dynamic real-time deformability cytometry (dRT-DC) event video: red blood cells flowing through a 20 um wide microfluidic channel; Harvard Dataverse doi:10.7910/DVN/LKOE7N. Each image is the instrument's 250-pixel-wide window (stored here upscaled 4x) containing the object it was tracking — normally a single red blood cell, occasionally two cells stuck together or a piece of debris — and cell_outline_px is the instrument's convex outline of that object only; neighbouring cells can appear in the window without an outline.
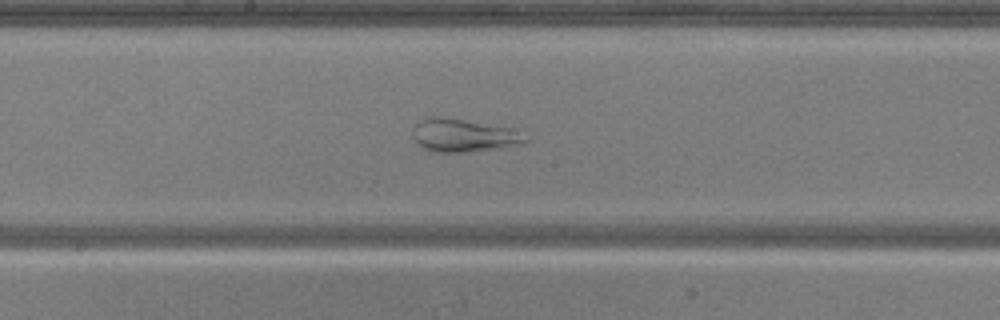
{"species": "common noctule bat (a hibernating species)", "species_latin": "Nyctalus noctula", "temperature_condition": "warm", "stored_images_in_passage": 52, "camera_frame_rate_fps": 3000, "um_per_image_px": 0.085, "animal": {"sex": "male", "body_mass_g": 20.5, "forearm_length_mm": 52.5}, "frame": {"image": 1, "passage_image": 27, "time_ms": 8.667, "image_size_px": [1000, 320], "cell_outline_px": [[528, 140], [524, 144], [500, 148], [464, 152], [436, 152], [424, 148], [412, 136], [412, 132], [416, 124], [420, 120], [428, 116], [436, 116], [464, 120], [508, 128]], "centroid_in_image_um": [39.33, 11.52], "position_along_channel_um": 208.9, "area_um2": 21.1}}
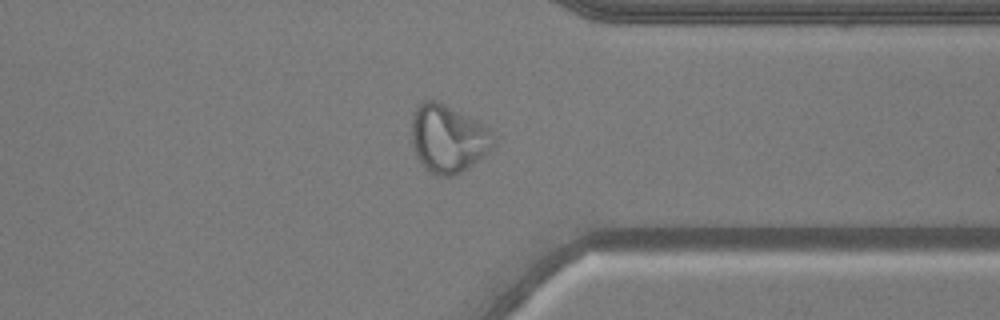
{"frame": {"image": 2, "passage_image": 40, "time_ms": 13.0, "image_size_px": [1000, 320], "cell_outline_px": [[496, 144], [484, 156], [468, 168], [452, 176], [436, 176], [424, 168], [416, 156], [412, 140], [412, 112], [416, 104], [424, 100], [440, 100], [476, 120], [488, 128], [496, 136]], "centroid_in_image_um": [38.08, 11.76], "position_along_channel_um": 373.3, "area_um2": 32.95}}
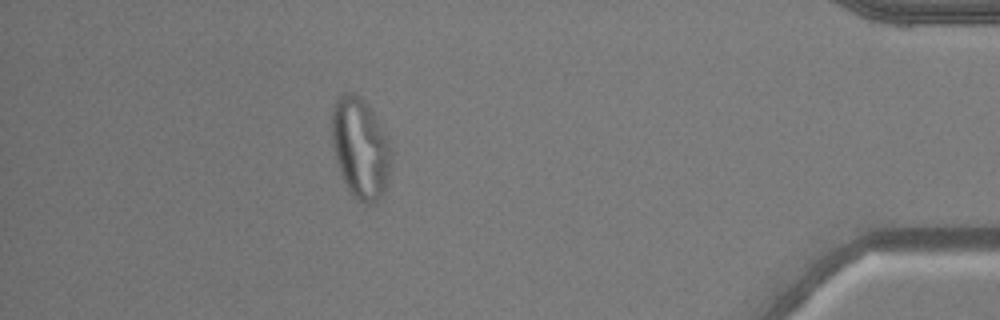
{"frame": {"image": 3, "passage_image": 46, "time_ms": 15.0, "image_size_px": [1000, 320], "cell_outline_px": [[392, 160], [384, 192], [372, 204], [364, 204], [356, 200], [352, 196], [336, 164], [332, 144], [332, 104], [340, 96], [348, 92], [352, 92], [360, 96], [368, 104], [376, 116], [388, 140]], "centroid_in_image_um": [30.61, 12.58], "position_along_channel_um": 404.6, "area_um2": 34.91}}